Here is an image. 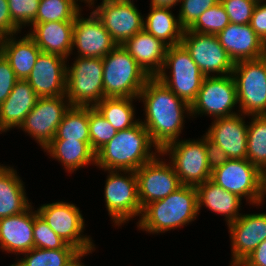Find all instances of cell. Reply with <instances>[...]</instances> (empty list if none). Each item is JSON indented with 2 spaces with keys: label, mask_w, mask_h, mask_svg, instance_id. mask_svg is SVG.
<instances>
[{
  "label": "cell",
  "mask_w": 266,
  "mask_h": 266,
  "mask_svg": "<svg viewBox=\"0 0 266 266\" xmlns=\"http://www.w3.org/2000/svg\"><path fill=\"white\" fill-rule=\"evenodd\" d=\"M67 61L57 54H39L26 79L39 98L66 96Z\"/></svg>",
  "instance_id": "ac0fdd59"
},
{
  "label": "cell",
  "mask_w": 266,
  "mask_h": 266,
  "mask_svg": "<svg viewBox=\"0 0 266 266\" xmlns=\"http://www.w3.org/2000/svg\"><path fill=\"white\" fill-rule=\"evenodd\" d=\"M247 122V156L246 159L261 172L266 170V115H251Z\"/></svg>",
  "instance_id": "d6a6232c"
},
{
  "label": "cell",
  "mask_w": 266,
  "mask_h": 266,
  "mask_svg": "<svg viewBox=\"0 0 266 266\" xmlns=\"http://www.w3.org/2000/svg\"><path fill=\"white\" fill-rule=\"evenodd\" d=\"M239 266H266V239Z\"/></svg>",
  "instance_id": "bcb514c9"
},
{
  "label": "cell",
  "mask_w": 266,
  "mask_h": 266,
  "mask_svg": "<svg viewBox=\"0 0 266 266\" xmlns=\"http://www.w3.org/2000/svg\"><path fill=\"white\" fill-rule=\"evenodd\" d=\"M95 246L86 249V250H78L71 258L70 260L66 263L65 266H85L84 263H82V258L84 256H87L89 253H92L95 251Z\"/></svg>",
  "instance_id": "7dc6e473"
},
{
  "label": "cell",
  "mask_w": 266,
  "mask_h": 266,
  "mask_svg": "<svg viewBox=\"0 0 266 266\" xmlns=\"http://www.w3.org/2000/svg\"><path fill=\"white\" fill-rule=\"evenodd\" d=\"M30 27L28 35L42 52L71 57L74 21L32 23Z\"/></svg>",
  "instance_id": "603a6c76"
},
{
  "label": "cell",
  "mask_w": 266,
  "mask_h": 266,
  "mask_svg": "<svg viewBox=\"0 0 266 266\" xmlns=\"http://www.w3.org/2000/svg\"><path fill=\"white\" fill-rule=\"evenodd\" d=\"M69 66L66 98L70 105L94 107L104 98L102 58L76 56Z\"/></svg>",
  "instance_id": "52a82bcc"
},
{
  "label": "cell",
  "mask_w": 266,
  "mask_h": 266,
  "mask_svg": "<svg viewBox=\"0 0 266 266\" xmlns=\"http://www.w3.org/2000/svg\"><path fill=\"white\" fill-rule=\"evenodd\" d=\"M33 239L35 248L59 249L68 244L56 234L44 218L38 214L37 210L34 211Z\"/></svg>",
  "instance_id": "74e56055"
},
{
  "label": "cell",
  "mask_w": 266,
  "mask_h": 266,
  "mask_svg": "<svg viewBox=\"0 0 266 266\" xmlns=\"http://www.w3.org/2000/svg\"><path fill=\"white\" fill-rule=\"evenodd\" d=\"M156 77L191 106L197 98L205 76L186 48L178 44L167 47L163 67Z\"/></svg>",
  "instance_id": "5b68a950"
},
{
  "label": "cell",
  "mask_w": 266,
  "mask_h": 266,
  "mask_svg": "<svg viewBox=\"0 0 266 266\" xmlns=\"http://www.w3.org/2000/svg\"><path fill=\"white\" fill-rule=\"evenodd\" d=\"M81 12L74 21L72 55L75 49L80 57L104 58L117 44L93 11L85 18Z\"/></svg>",
  "instance_id": "e0dca14e"
},
{
  "label": "cell",
  "mask_w": 266,
  "mask_h": 266,
  "mask_svg": "<svg viewBox=\"0 0 266 266\" xmlns=\"http://www.w3.org/2000/svg\"><path fill=\"white\" fill-rule=\"evenodd\" d=\"M266 170L262 172V198L260 201V205H263V202L266 198Z\"/></svg>",
  "instance_id": "681fc988"
},
{
  "label": "cell",
  "mask_w": 266,
  "mask_h": 266,
  "mask_svg": "<svg viewBox=\"0 0 266 266\" xmlns=\"http://www.w3.org/2000/svg\"><path fill=\"white\" fill-rule=\"evenodd\" d=\"M37 212L57 235L78 250L95 246L92 237L83 234L85 220L75 204L66 201L46 203L39 206Z\"/></svg>",
  "instance_id": "4fadbf2b"
},
{
  "label": "cell",
  "mask_w": 266,
  "mask_h": 266,
  "mask_svg": "<svg viewBox=\"0 0 266 266\" xmlns=\"http://www.w3.org/2000/svg\"><path fill=\"white\" fill-rule=\"evenodd\" d=\"M70 106L66 96L40 97L19 129L44 149L55 137L58 125Z\"/></svg>",
  "instance_id": "9a60e30c"
},
{
  "label": "cell",
  "mask_w": 266,
  "mask_h": 266,
  "mask_svg": "<svg viewBox=\"0 0 266 266\" xmlns=\"http://www.w3.org/2000/svg\"><path fill=\"white\" fill-rule=\"evenodd\" d=\"M236 84L238 112L266 115V56L234 64L231 74Z\"/></svg>",
  "instance_id": "8992f818"
},
{
  "label": "cell",
  "mask_w": 266,
  "mask_h": 266,
  "mask_svg": "<svg viewBox=\"0 0 266 266\" xmlns=\"http://www.w3.org/2000/svg\"><path fill=\"white\" fill-rule=\"evenodd\" d=\"M138 98H103L94 107L117 131L133 127L140 119L135 118L134 100Z\"/></svg>",
  "instance_id": "4dcf8cb0"
},
{
  "label": "cell",
  "mask_w": 266,
  "mask_h": 266,
  "mask_svg": "<svg viewBox=\"0 0 266 266\" xmlns=\"http://www.w3.org/2000/svg\"><path fill=\"white\" fill-rule=\"evenodd\" d=\"M78 251L74 246L67 244L59 249L32 248L23 253L22 258L10 266H65L70 258Z\"/></svg>",
  "instance_id": "836d02e7"
},
{
  "label": "cell",
  "mask_w": 266,
  "mask_h": 266,
  "mask_svg": "<svg viewBox=\"0 0 266 266\" xmlns=\"http://www.w3.org/2000/svg\"><path fill=\"white\" fill-rule=\"evenodd\" d=\"M21 34V29L12 21L8 0H0V38Z\"/></svg>",
  "instance_id": "f6af8a7d"
},
{
  "label": "cell",
  "mask_w": 266,
  "mask_h": 266,
  "mask_svg": "<svg viewBox=\"0 0 266 266\" xmlns=\"http://www.w3.org/2000/svg\"><path fill=\"white\" fill-rule=\"evenodd\" d=\"M24 212L0 218V250L21 255L34 248V207Z\"/></svg>",
  "instance_id": "7402d4cb"
},
{
  "label": "cell",
  "mask_w": 266,
  "mask_h": 266,
  "mask_svg": "<svg viewBox=\"0 0 266 266\" xmlns=\"http://www.w3.org/2000/svg\"><path fill=\"white\" fill-rule=\"evenodd\" d=\"M162 156H169L182 185L194 186L211 179L205 149V134L198 140H177L166 145L161 151Z\"/></svg>",
  "instance_id": "ba28073f"
},
{
  "label": "cell",
  "mask_w": 266,
  "mask_h": 266,
  "mask_svg": "<svg viewBox=\"0 0 266 266\" xmlns=\"http://www.w3.org/2000/svg\"><path fill=\"white\" fill-rule=\"evenodd\" d=\"M231 240L230 266H239L266 239V213L241 214L228 224Z\"/></svg>",
  "instance_id": "d6986e66"
},
{
  "label": "cell",
  "mask_w": 266,
  "mask_h": 266,
  "mask_svg": "<svg viewBox=\"0 0 266 266\" xmlns=\"http://www.w3.org/2000/svg\"><path fill=\"white\" fill-rule=\"evenodd\" d=\"M16 35L1 38L0 53L9 62L16 77L26 80L42 51L27 33L20 39H16Z\"/></svg>",
  "instance_id": "484cf974"
},
{
  "label": "cell",
  "mask_w": 266,
  "mask_h": 266,
  "mask_svg": "<svg viewBox=\"0 0 266 266\" xmlns=\"http://www.w3.org/2000/svg\"><path fill=\"white\" fill-rule=\"evenodd\" d=\"M102 62L104 98H138L150 76L128 51L117 45Z\"/></svg>",
  "instance_id": "277c9868"
},
{
  "label": "cell",
  "mask_w": 266,
  "mask_h": 266,
  "mask_svg": "<svg viewBox=\"0 0 266 266\" xmlns=\"http://www.w3.org/2000/svg\"><path fill=\"white\" fill-rule=\"evenodd\" d=\"M205 149L208 166L211 171L221 165H224L229 160L226 153L219 147V145L213 142L206 134Z\"/></svg>",
  "instance_id": "7bdbcfd3"
},
{
  "label": "cell",
  "mask_w": 266,
  "mask_h": 266,
  "mask_svg": "<svg viewBox=\"0 0 266 266\" xmlns=\"http://www.w3.org/2000/svg\"><path fill=\"white\" fill-rule=\"evenodd\" d=\"M230 23L250 24L256 3L252 0H220Z\"/></svg>",
  "instance_id": "60d3db41"
},
{
  "label": "cell",
  "mask_w": 266,
  "mask_h": 266,
  "mask_svg": "<svg viewBox=\"0 0 266 266\" xmlns=\"http://www.w3.org/2000/svg\"><path fill=\"white\" fill-rule=\"evenodd\" d=\"M139 100L143 102L145 111L144 121H139L149 132L157 148L161 151L166 145L177 141L185 127L184 119L191 116L190 105L157 77L148 79L140 91Z\"/></svg>",
  "instance_id": "6da1fadb"
},
{
  "label": "cell",
  "mask_w": 266,
  "mask_h": 266,
  "mask_svg": "<svg viewBox=\"0 0 266 266\" xmlns=\"http://www.w3.org/2000/svg\"><path fill=\"white\" fill-rule=\"evenodd\" d=\"M25 191L17 171L0 164V218L20 214L32 205Z\"/></svg>",
  "instance_id": "83f0119b"
},
{
  "label": "cell",
  "mask_w": 266,
  "mask_h": 266,
  "mask_svg": "<svg viewBox=\"0 0 266 266\" xmlns=\"http://www.w3.org/2000/svg\"><path fill=\"white\" fill-rule=\"evenodd\" d=\"M150 12L144 18L143 29L160 39L168 47L181 44L184 28L179 17H175L172 7L149 6Z\"/></svg>",
  "instance_id": "f546056e"
},
{
  "label": "cell",
  "mask_w": 266,
  "mask_h": 266,
  "mask_svg": "<svg viewBox=\"0 0 266 266\" xmlns=\"http://www.w3.org/2000/svg\"><path fill=\"white\" fill-rule=\"evenodd\" d=\"M154 147V151L152 150ZM160 152L149 132L138 121L133 127L120 130L96 152L97 168L118 171H136L154 159Z\"/></svg>",
  "instance_id": "7a4b0ae2"
},
{
  "label": "cell",
  "mask_w": 266,
  "mask_h": 266,
  "mask_svg": "<svg viewBox=\"0 0 266 266\" xmlns=\"http://www.w3.org/2000/svg\"><path fill=\"white\" fill-rule=\"evenodd\" d=\"M52 140H80L90 142L89 106H70L58 125Z\"/></svg>",
  "instance_id": "1f68e13d"
},
{
  "label": "cell",
  "mask_w": 266,
  "mask_h": 266,
  "mask_svg": "<svg viewBox=\"0 0 266 266\" xmlns=\"http://www.w3.org/2000/svg\"><path fill=\"white\" fill-rule=\"evenodd\" d=\"M94 2H95V0H86V4L89 7V9L92 8V10H93V8H95L94 6L96 5V2L95 3Z\"/></svg>",
  "instance_id": "f907efd6"
},
{
  "label": "cell",
  "mask_w": 266,
  "mask_h": 266,
  "mask_svg": "<svg viewBox=\"0 0 266 266\" xmlns=\"http://www.w3.org/2000/svg\"><path fill=\"white\" fill-rule=\"evenodd\" d=\"M181 44L205 77L232 74L235 63L215 34H201L185 29Z\"/></svg>",
  "instance_id": "7c38bea8"
},
{
  "label": "cell",
  "mask_w": 266,
  "mask_h": 266,
  "mask_svg": "<svg viewBox=\"0 0 266 266\" xmlns=\"http://www.w3.org/2000/svg\"><path fill=\"white\" fill-rule=\"evenodd\" d=\"M122 46L150 77H156L161 71L168 46L160 39L143 29Z\"/></svg>",
  "instance_id": "d4e9b609"
},
{
  "label": "cell",
  "mask_w": 266,
  "mask_h": 266,
  "mask_svg": "<svg viewBox=\"0 0 266 266\" xmlns=\"http://www.w3.org/2000/svg\"><path fill=\"white\" fill-rule=\"evenodd\" d=\"M228 24H230L229 17L219 2L205 10L187 30L201 34L217 35Z\"/></svg>",
  "instance_id": "d590c367"
},
{
  "label": "cell",
  "mask_w": 266,
  "mask_h": 266,
  "mask_svg": "<svg viewBox=\"0 0 266 266\" xmlns=\"http://www.w3.org/2000/svg\"><path fill=\"white\" fill-rule=\"evenodd\" d=\"M93 12L117 45L143 30L144 16L134 0H102Z\"/></svg>",
  "instance_id": "2e32d148"
},
{
  "label": "cell",
  "mask_w": 266,
  "mask_h": 266,
  "mask_svg": "<svg viewBox=\"0 0 266 266\" xmlns=\"http://www.w3.org/2000/svg\"><path fill=\"white\" fill-rule=\"evenodd\" d=\"M211 180L250 205L260 206L262 172L247 159H229L212 171Z\"/></svg>",
  "instance_id": "30bf717a"
},
{
  "label": "cell",
  "mask_w": 266,
  "mask_h": 266,
  "mask_svg": "<svg viewBox=\"0 0 266 266\" xmlns=\"http://www.w3.org/2000/svg\"><path fill=\"white\" fill-rule=\"evenodd\" d=\"M79 2L86 3V0H79ZM81 10L78 0H40L33 23L75 21V17Z\"/></svg>",
  "instance_id": "e575fe53"
},
{
  "label": "cell",
  "mask_w": 266,
  "mask_h": 266,
  "mask_svg": "<svg viewBox=\"0 0 266 266\" xmlns=\"http://www.w3.org/2000/svg\"><path fill=\"white\" fill-rule=\"evenodd\" d=\"M245 114L213 119L205 133L229 159H246L248 124Z\"/></svg>",
  "instance_id": "ffe728a7"
},
{
  "label": "cell",
  "mask_w": 266,
  "mask_h": 266,
  "mask_svg": "<svg viewBox=\"0 0 266 266\" xmlns=\"http://www.w3.org/2000/svg\"><path fill=\"white\" fill-rule=\"evenodd\" d=\"M237 104L236 84L231 74L204 77L197 98L190 106V117L209 115L216 119L233 116L240 113L233 110Z\"/></svg>",
  "instance_id": "8fae6325"
},
{
  "label": "cell",
  "mask_w": 266,
  "mask_h": 266,
  "mask_svg": "<svg viewBox=\"0 0 266 266\" xmlns=\"http://www.w3.org/2000/svg\"><path fill=\"white\" fill-rule=\"evenodd\" d=\"M180 0H150L151 6H163V7H172L179 5Z\"/></svg>",
  "instance_id": "c3c4849f"
},
{
  "label": "cell",
  "mask_w": 266,
  "mask_h": 266,
  "mask_svg": "<svg viewBox=\"0 0 266 266\" xmlns=\"http://www.w3.org/2000/svg\"><path fill=\"white\" fill-rule=\"evenodd\" d=\"M107 172L104 200L108 215L114 222L113 225L119 227L136 216L140 218L142 208L138 199L135 171L107 170Z\"/></svg>",
  "instance_id": "9c48e42d"
},
{
  "label": "cell",
  "mask_w": 266,
  "mask_h": 266,
  "mask_svg": "<svg viewBox=\"0 0 266 266\" xmlns=\"http://www.w3.org/2000/svg\"><path fill=\"white\" fill-rule=\"evenodd\" d=\"M117 132L95 107L89 106L90 145L95 152L109 142Z\"/></svg>",
  "instance_id": "8d00e7d4"
},
{
  "label": "cell",
  "mask_w": 266,
  "mask_h": 266,
  "mask_svg": "<svg viewBox=\"0 0 266 266\" xmlns=\"http://www.w3.org/2000/svg\"><path fill=\"white\" fill-rule=\"evenodd\" d=\"M198 212L205 206L211 212L223 215L226 224L234 222L240 215L242 200L237 195L222 189L211 179L196 186Z\"/></svg>",
  "instance_id": "4316f807"
},
{
  "label": "cell",
  "mask_w": 266,
  "mask_h": 266,
  "mask_svg": "<svg viewBox=\"0 0 266 266\" xmlns=\"http://www.w3.org/2000/svg\"><path fill=\"white\" fill-rule=\"evenodd\" d=\"M38 98L31 85L26 80L19 79L0 105V133L9 132L15 127L19 129Z\"/></svg>",
  "instance_id": "cb8c5ba5"
},
{
  "label": "cell",
  "mask_w": 266,
  "mask_h": 266,
  "mask_svg": "<svg viewBox=\"0 0 266 266\" xmlns=\"http://www.w3.org/2000/svg\"><path fill=\"white\" fill-rule=\"evenodd\" d=\"M197 215L196 187L182 185L166 198L145 205L136 225L149 234H160L189 225Z\"/></svg>",
  "instance_id": "3957f363"
},
{
  "label": "cell",
  "mask_w": 266,
  "mask_h": 266,
  "mask_svg": "<svg viewBox=\"0 0 266 266\" xmlns=\"http://www.w3.org/2000/svg\"><path fill=\"white\" fill-rule=\"evenodd\" d=\"M220 0H180L178 17L180 25L188 29L207 9L215 6Z\"/></svg>",
  "instance_id": "ab89813d"
},
{
  "label": "cell",
  "mask_w": 266,
  "mask_h": 266,
  "mask_svg": "<svg viewBox=\"0 0 266 266\" xmlns=\"http://www.w3.org/2000/svg\"><path fill=\"white\" fill-rule=\"evenodd\" d=\"M160 156L161 153L135 171L141 208L166 198L182 186L171 163Z\"/></svg>",
  "instance_id": "5bb4252c"
},
{
  "label": "cell",
  "mask_w": 266,
  "mask_h": 266,
  "mask_svg": "<svg viewBox=\"0 0 266 266\" xmlns=\"http://www.w3.org/2000/svg\"><path fill=\"white\" fill-rule=\"evenodd\" d=\"M234 63L266 56V45L250 24H228L216 35Z\"/></svg>",
  "instance_id": "44dd1931"
},
{
  "label": "cell",
  "mask_w": 266,
  "mask_h": 266,
  "mask_svg": "<svg viewBox=\"0 0 266 266\" xmlns=\"http://www.w3.org/2000/svg\"><path fill=\"white\" fill-rule=\"evenodd\" d=\"M254 1L255 3H260V2H265L266 0H252Z\"/></svg>",
  "instance_id": "816d5d0a"
},
{
  "label": "cell",
  "mask_w": 266,
  "mask_h": 266,
  "mask_svg": "<svg viewBox=\"0 0 266 266\" xmlns=\"http://www.w3.org/2000/svg\"><path fill=\"white\" fill-rule=\"evenodd\" d=\"M47 155L58 160L68 173L84 168L89 164L95 166L96 152L90 142L80 140H52L44 149Z\"/></svg>",
  "instance_id": "f1b7e54d"
},
{
  "label": "cell",
  "mask_w": 266,
  "mask_h": 266,
  "mask_svg": "<svg viewBox=\"0 0 266 266\" xmlns=\"http://www.w3.org/2000/svg\"><path fill=\"white\" fill-rule=\"evenodd\" d=\"M40 0H8L10 17L20 28L30 26L37 15Z\"/></svg>",
  "instance_id": "f35d334b"
},
{
  "label": "cell",
  "mask_w": 266,
  "mask_h": 266,
  "mask_svg": "<svg viewBox=\"0 0 266 266\" xmlns=\"http://www.w3.org/2000/svg\"><path fill=\"white\" fill-rule=\"evenodd\" d=\"M18 80L9 62L0 53V105L10 95Z\"/></svg>",
  "instance_id": "b9f144b4"
},
{
  "label": "cell",
  "mask_w": 266,
  "mask_h": 266,
  "mask_svg": "<svg viewBox=\"0 0 266 266\" xmlns=\"http://www.w3.org/2000/svg\"><path fill=\"white\" fill-rule=\"evenodd\" d=\"M250 26L266 45V1L256 3Z\"/></svg>",
  "instance_id": "ee69618b"
}]
</instances>
